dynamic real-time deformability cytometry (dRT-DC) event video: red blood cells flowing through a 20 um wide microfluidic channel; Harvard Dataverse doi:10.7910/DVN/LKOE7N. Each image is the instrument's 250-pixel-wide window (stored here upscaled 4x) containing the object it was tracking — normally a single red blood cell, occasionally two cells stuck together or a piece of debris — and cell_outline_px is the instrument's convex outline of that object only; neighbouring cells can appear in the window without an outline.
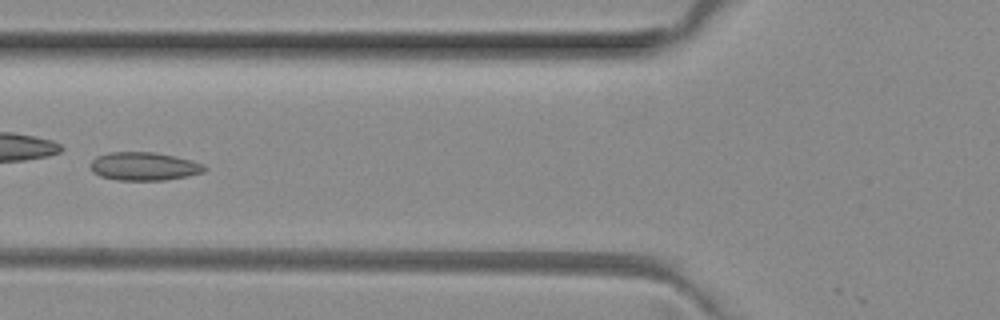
{"species": "common noctule bat (a hibernating species)", "species_latin": "Nyctalus noctula", "temperature_condition": "room temperature", "stored_images_in_passage": 6, "camera_frame_rate_fps": 3000, "um_per_image_px": 0.085, "animal": {"sex": "female", "body_mass_g": 29.2, "forearm_length_mm": 56.3}, "frame": {"image": 1, "passage_image": 6, "time_ms": 1.667, "image_size_px": [1000, 320], "cell_outline_px": [[208, 168], [204, 172], [188, 176], [164, 180], [116, 180], [100, 176], [92, 172], [88, 164], [96, 156], [108, 152], [156, 152], [192, 160], [204, 164]], "centroid_in_image_um": [12.23, 14.13], "position_along_channel_um": 113.6, "area_um2": 19.07}}